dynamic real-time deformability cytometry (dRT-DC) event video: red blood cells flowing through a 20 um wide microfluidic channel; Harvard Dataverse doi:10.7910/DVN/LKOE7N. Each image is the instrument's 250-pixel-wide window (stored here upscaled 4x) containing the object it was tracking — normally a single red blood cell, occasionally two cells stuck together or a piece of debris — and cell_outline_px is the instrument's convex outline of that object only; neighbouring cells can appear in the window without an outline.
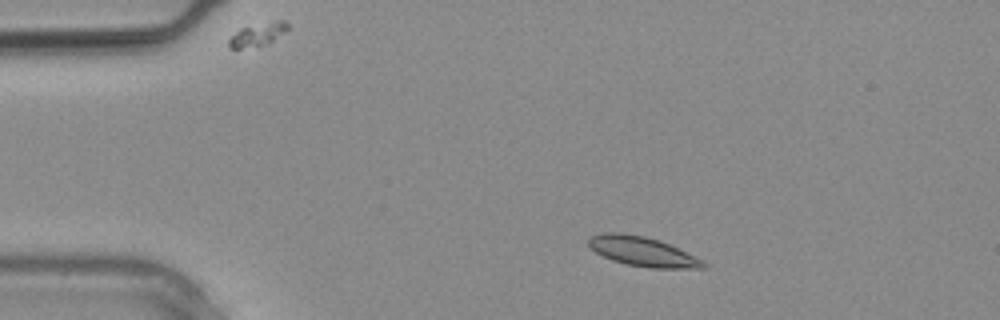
{"species": "common noctule bat (a hibernating species)", "species_latin": "Nyctalus noctula", "temperature_condition": "warm", "stored_images_in_passage": 3, "camera_frame_rate_fps": 3000, "um_per_image_px": 0.085, "animal": {"sex": "male", "body_mass_g": 20.4}, "frame": {"image": 1, "passage_image": 1, "time_ms": 0.0, "image_size_px": [1000, 320], "cell_outline_px": [[708, 264], [704, 268], [652, 268], [628, 264], [612, 260], [596, 252], [588, 244], [588, 236], [604, 232], [620, 232], [644, 236], [660, 240], [704, 260]], "centroid_in_image_um": [54.62, 21.36], "position_along_channel_um": 30.4, "area_um2": 19.71}}